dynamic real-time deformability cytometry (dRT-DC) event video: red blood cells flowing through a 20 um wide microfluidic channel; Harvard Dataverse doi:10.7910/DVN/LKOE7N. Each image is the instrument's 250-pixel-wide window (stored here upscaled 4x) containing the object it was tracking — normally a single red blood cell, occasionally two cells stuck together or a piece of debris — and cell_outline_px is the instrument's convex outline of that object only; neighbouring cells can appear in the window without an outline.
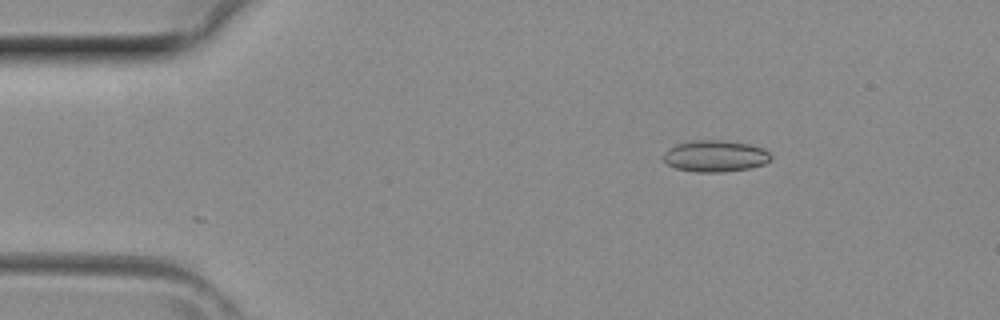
{"species": "common noctule bat (a hibernating species)", "species_latin": "Nyctalus noctula", "temperature_condition": "room temperature", "stored_images_in_passage": 3, "camera_frame_rate_fps": 3000, "um_per_image_px": 0.085, "animal": {"sex": "female", "body_mass_g": 29.2, "forearm_length_mm": 56.3}, "frame": {"image": 1, "passage_image": 1, "time_ms": 0.0, "image_size_px": [1000, 320], "cell_outline_px": [[772, 160], [764, 164], [748, 168], [724, 172], [696, 172], [676, 168], [668, 164], [664, 160], [664, 152], [676, 144], [696, 140], [724, 140], [752, 144], [764, 148], [772, 156]], "centroid_in_image_um": [60.84, 13.26], "position_along_channel_um": 24.2, "area_um2": 19.83}}